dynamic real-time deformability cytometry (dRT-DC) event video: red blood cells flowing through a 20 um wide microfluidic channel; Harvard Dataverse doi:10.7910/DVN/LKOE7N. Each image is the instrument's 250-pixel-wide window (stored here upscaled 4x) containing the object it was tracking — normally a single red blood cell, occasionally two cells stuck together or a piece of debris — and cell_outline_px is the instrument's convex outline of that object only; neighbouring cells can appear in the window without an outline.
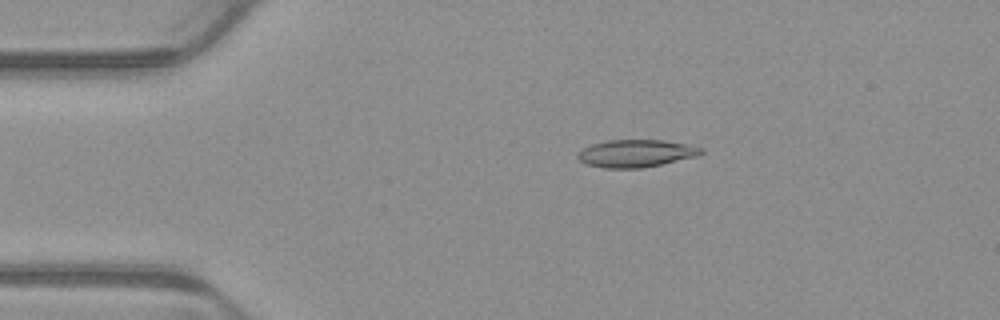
{"species": "common noctule bat (a hibernating species)", "species_latin": "Nyctalus noctula", "temperature_condition": "warm", "stored_images_in_passage": 4, "camera_frame_rate_fps": 3000, "um_per_image_px": 0.085, "animal": {"sex": "male", "body_mass_g": 23.1, "forearm_length_mm": 52.7}, "frame": {"image": 1, "passage_image": 2, "time_ms": 0.333, "image_size_px": [1000, 320], "cell_outline_px": [[704, 152], [700, 156], [640, 168], [604, 168], [584, 164], [576, 156], [584, 148], [592, 144], [608, 140], [664, 140], [688, 144], [704, 148]], "centroid_in_image_um": [54.1, 13.03], "position_along_channel_um": 30.9, "area_um2": 19.83}}
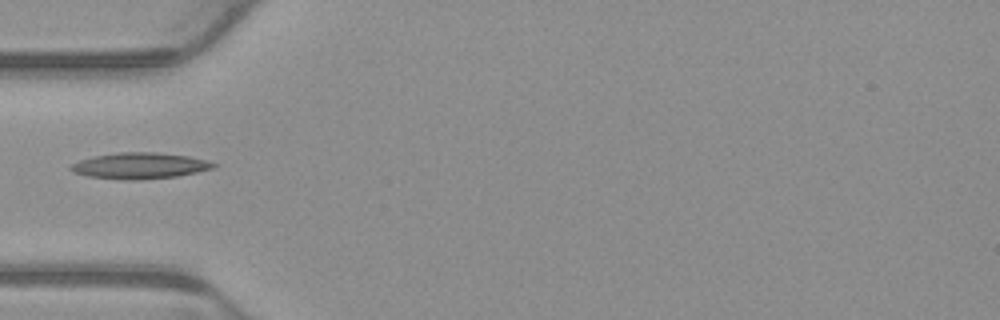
{"frame": {"image": 2, "passage_image": 4, "time_ms": 1.0, "image_size_px": [1000, 320], "cell_outline_px": [[220, 164], [212, 168], [196, 172], [176, 176], [140, 180], [124, 180], [88, 176], [72, 172], [68, 168], [72, 164], [80, 160], [92, 156], [116, 152], [156, 152], [188, 156]], "centroid_in_image_um": [11.84, 14.08], "position_along_channel_um": 73.2, "area_um2": 21.73}}